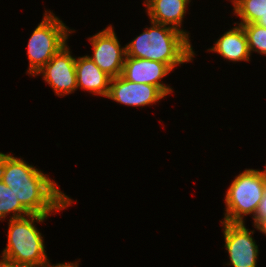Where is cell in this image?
Listing matches in <instances>:
<instances>
[{"label": "cell", "mask_w": 266, "mask_h": 267, "mask_svg": "<svg viewBox=\"0 0 266 267\" xmlns=\"http://www.w3.org/2000/svg\"><path fill=\"white\" fill-rule=\"evenodd\" d=\"M0 179L31 214L53 215L75 202L48 174L21 156L0 152Z\"/></svg>", "instance_id": "1"}, {"label": "cell", "mask_w": 266, "mask_h": 267, "mask_svg": "<svg viewBox=\"0 0 266 267\" xmlns=\"http://www.w3.org/2000/svg\"><path fill=\"white\" fill-rule=\"evenodd\" d=\"M149 27L126 44V56L165 63L172 71L196 56L191 39L183 32L151 20Z\"/></svg>", "instance_id": "2"}, {"label": "cell", "mask_w": 266, "mask_h": 267, "mask_svg": "<svg viewBox=\"0 0 266 267\" xmlns=\"http://www.w3.org/2000/svg\"><path fill=\"white\" fill-rule=\"evenodd\" d=\"M51 215L29 214L21 218L9 219L7 243L0 254L1 260L14 264L42 267L49 257L46 253L44 236L36 226Z\"/></svg>", "instance_id": "3"}, {"label": "cell", "mask_w": 266, "mask_h": 267, "mask_svg": "<svg viewBox=\"0 0 266 267\" xmlns=\"http://www.w3.org/2000/svg\"><path fill=\"white\" fill-rule=\"evenodd\" d=\"M266 188V171L246 168L232 180L225 193L224 217L220 221L246 223L255 216Z\"/></svg>", "instance_id": "4"}, {"label": "cell", "mask_w": 266, "mask_h": 267, "mask_svg": "<svg viewBox=\"0 0 266 267\" xmlns=\"http://www.w3.org/2000/svg\"><path fill=\"white\" fill-rule=\"evenodd\" d=\"M75 31L66 26L59 16L53 13V10L45 9L42 20L28 39L29 63L26 73L34 77L67 44L69 35Z\"/></svg>", "instance_id": "5"}, {"label": "cell", "mask_w": 266, "mask_h": 267, "mask_svg": "<svg viewBox=\"0 0 266 267\" xmlns=\"http://www.w3.org/2000/svg\"><path fill=\"white\" fill-rule=\"evenodd\" d=\"M223 229L224 247L232 267H257L259 248L252 235L255 230L247 228L245 223L220 221Z\"/></svg>", "instance_id": "6"}, {"label": "cell", "mask_w": 266, "mask_h": 267, "mask_svg": "<svg viewBox=\"0 0 266 267\" xmlns=\"http://www.w3.org/2000/svg\"><path fill=\"white\" fill-rule=\"evenodd\" d=\"M93 48L88 55L93 62L111 78L122 74L126 58V45L121 46L113 25L87 38Z\"/></svg>", "instance_id": "7"}, {"label": "cell", "mask_w": 266, "mask_h": 267, "mask_svg": "<svg viewBox=\"0 0 266 267\" xmlns=\"http://www.w3.org/2000/svg\"><path fill=\"white\" fill-rule=\"evenodd\" d=\"M71 54L72 51L67 43L34 75V78L41 76L58 97L77 91L76 56Z\"/></svg>", "instance_id": "8"}, {"label": "cell", "mask_w": 266, "mask_h": 267, "mask_svg": "<svg viewBox=\"0 0 266 267\" xmlns=\"http://www.w3.org/2000/svg\"><path fill=\"white\" fill-rule=\"evenodd\" d=\"M165 97L156 86L131 82L120 75L111 78L106 98L119 103V105L142 108L158 103Z\"/></svg>", "instance_id": "9"}, {"label": "cell", "mask_w": 266, "mask_h": 267, "mask_svg": "<svg viewBox=\"0 0 266 267\" xmlns=\"http://www.w3.org/2000/svg\"><path fill=\"white\" fill-rule=\"evenodd\" d=\"M171 72L165 63L126 56L121 75L131 82L156 86L167 97L174 90L162 80Z\"/></svg>", "instance_id": "10"}, {"label": "cell", "mask_w": 266, "mask_h": 267, "mask_svg": "<svg viewBox=\"0 0 266 267\" xmlns=\"http://www.w3.org/2000/svg\"><path fill=\"white\" fill-rule=\"evenodd\" d=\"M192 0H145V12L149 20L171 26L183 32L189 39L190 33L182 29L187 7Z\"/></svg>", "instance_id": "11"}, {"label": "cell", "mask_w": 266, "mask_h": 267, "mask_svg": "<svg viewBox=\"0 0 266 267\" xmlns=\"http://www.w3.org/2000/svg\"><path fill=\"white\" fill-rule=\"evenodd\" d=\"M235 25L225 31L221 37L214 41L212 47L207 49V53L215 52L219 54L224 61L229 62H239L246 61L249 62L252 58L249 46L247 42V36L241 25L234 23Z\"/></svg>", "instance_id": "12"}, {"label": "cell", "mask_w": 266, "mask_h": 267, "mask_svg": "<svg viewBox=\"0 0 266 267\" xmlns=\"http://www.w3.org/2000/svg\"><path fill=\"white\" fill-rule=\"evenodd\" d=\"M77 90L82 89L92 95L107 97L111 77L103 72L88 56L76 57Z\"/></svg>", "instance_id": "13"}, {"label": "cell", "mask_w": 266, "mask_h": 267, "mask_svg": "<svg viewBox=\"0 0 266 267\" xmlns=\"http://www.w3.org/2000/svg\"><path fill=\"white\" fill-rule=\"evenodd\" d=\"M233 5V14L239 17L238 25L256 23L266 15V0H228Z\"/></svg>", "instance_id": "14"}, {"label": "cell", "mask_w": 266, "mask_h": 267, "mask_svg": "<svg viewBox=\"0 0 266 267\" xmlns=\"http://www.w3.org/2000/svg\"><path fill=\"white\" fill-rule=\"evenodd\" d=\"M31 214L16 198L13 190L0 179V221L21 218Z\"/></svg>", "instance_id": "15"}, {"label": "cell", "mask_w": 266, "mask_h": 267, "mask_svg": "<svg viewBox=\"0 0 266 267\" xmlns=\"http://www.w3.org/2000/svg\"><path fill=\"white\" fill-rule=\"evenodd\" d=\"M247 36L250 54L256 52L266 56V27L256 23L241 25Z\"/></svg>", "instance_id": "16"}, {"label": "cell", "mask_w": 266, "mask_h": 267, "mask_svg": "<svg viewBox=\"0 0 266 267\" xmlns=\"http://www.w3.org/2000/svg\"><path fill=\"white\" fill-rule=\"evenodd\" d=\"M252 220H253V226L255 227H259L266 220V188L263 198L259 203L258 209Z\"/></svg>", "instance_id": "17"}, {"label": "cell", "mask_w": 266, "mask_h": 267, "mask_svg": "<svg viewBox=\"0 0 266 267\" xmlns=\"http://www.w3.org/2000/svg\"><path fill=\"white\" fill-rule=\"evenodd\" d=\"M79 260L75 262H62L57 264H51L50 260H48L42 267H79Z\"/></svg>", "instance_id": "18"}, {"label": "cell", "mask_w": 266, "mask_h": 267, "mask_svg": "<svg viewBox=\"0 0 266 267\" xmlns=\"http://www.w3.org/2000/svg\"><path fill=\"white\" fill-rule=\"evenodd\" d=\"M0 267H36L32 265L14 264L6 260H0Z\"/></svg>", "instance_id": "19"}, {"label": "cell", "mask_w": 266, "mask_h": 267, "mask_svg": "<svg viewBox=\"0 0 266 267\" xmlns=\"http://www.w3.org/2000/svg\"><path fill=\"white\" fill-rule=\"evenodd\" d=\"M254 228L266 236V220L259 227L254 226Z\"/></svg>", "instance_id": "20"}, {"label": "cell", "mask_w": 266, "mask_h": 267, "mask_svg": "<svg viewBox=\"0 0 266 267\" xmlns=\"http://www.w3.org/2000/svg\"><path fill=\"white\" fill-rule=\"evenodd\" d=\"M259 26L266 27V15L261 16V18L256 22Z\"/></svg>", "instance_id": "21"}]
</instances>
